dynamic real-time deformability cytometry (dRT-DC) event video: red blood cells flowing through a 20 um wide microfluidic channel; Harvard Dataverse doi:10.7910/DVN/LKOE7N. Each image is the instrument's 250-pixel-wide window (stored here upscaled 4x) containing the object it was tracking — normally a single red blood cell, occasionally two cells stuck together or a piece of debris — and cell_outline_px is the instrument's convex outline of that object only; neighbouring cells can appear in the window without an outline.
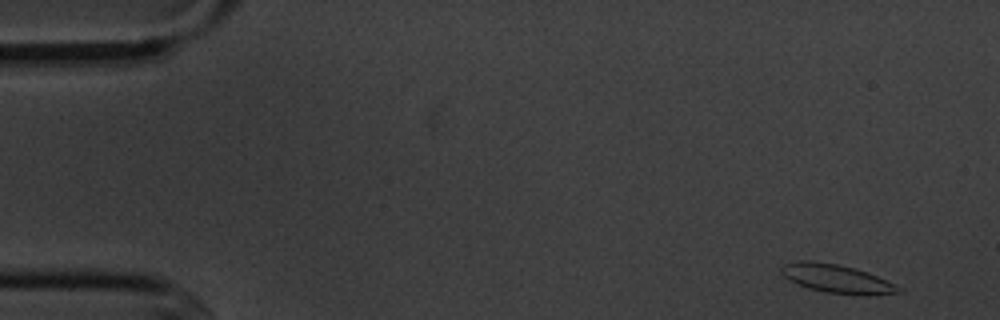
{"species": "common noctule bat (a hibernating species)", "species_latin": "Nyctalus noctula", "temperature_condition": "cold", "stored_images_in_passage": 5, "camera_frame_rate_fps": 3000, "um_per_image_px": 0.085, "animal": {"sex": "male", "body_mass_g": 20.1, "forearm_length_mm": 53.5}, "frame": {"image": 1, "passage_image": 1, "time_ms": 0.0, "image_size_px": [1000, 320], "cell_outline_px": [[904, 292], [868, 296], [864, 296], [824, 292], [808, 288], [796, 284], [788, 280], [780, 272], [780, 268], [784, 264], [800, 260], [808, 260], [836, 264], [852, 268], [876, 276], [892, 284]], "centroid_in_image_um": [71.05, 23.71], "position_along_channel_um": 14.0, "area_um2": 19.31}}